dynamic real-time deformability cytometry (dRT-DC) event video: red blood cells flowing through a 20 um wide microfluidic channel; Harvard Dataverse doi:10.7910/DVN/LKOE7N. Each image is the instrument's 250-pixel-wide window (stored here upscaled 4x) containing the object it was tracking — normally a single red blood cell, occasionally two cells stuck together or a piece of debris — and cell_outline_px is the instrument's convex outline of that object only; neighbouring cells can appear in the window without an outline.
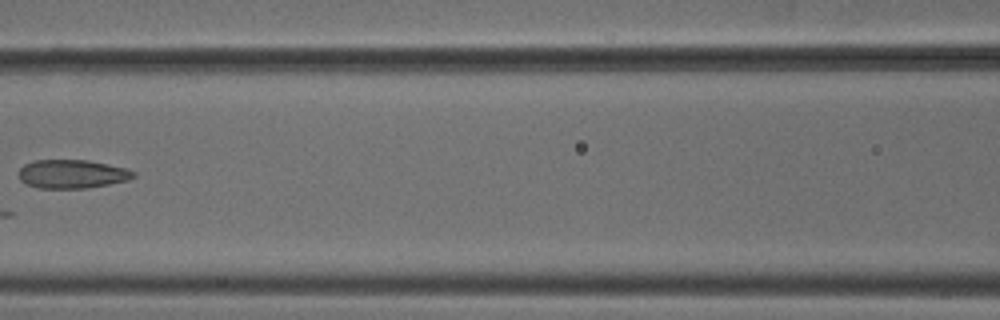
{"species": "common noctule bat (a hibernating species)", "species_latin": "Nyctalus noctula", "temperature_condition": "cold", "stored_images_in_passage": 10, "camera_frame_rate_fps": 3000, "um_per_image_px": 0.085, "animal": {"sex": "male", "body_mass_g": 18.8}, "frame": {"image": 1, "passage_image": 6, "time_ms": 1.667, "image_size_px": [1000, 320], "cell_outline_px": [[136, 176], [128, 180], [88, 188], [40, 188], [24, 184], [20, 180], [20, 168], [24, 164], [32, 160], [88, 160], [108, 164], [124, 168], [136, 172]], "centroid_in_image_um": [6.12, 14.79], "position_along_channel_um": 160.5, "area_um2": 19.19}}
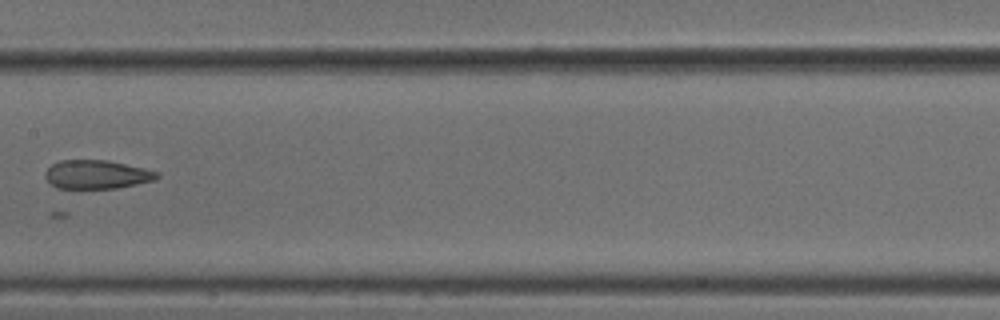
{"frame": {"image": 2, "passage_image": 7, "time_ms": 2.0, "image_size_px": [1000, 320], "cell_outline_px": [[160, 176], [156, 180], [116, 188], [56, 188], [44, 176], [44, 172], [52, 164], [60, 160], [108, 160], [144, 168], [160, 172]], "centroid_in_image_um": [8.24, 14.82], "position_along_channel_um": 199.2, "area_um2": 18.73}}